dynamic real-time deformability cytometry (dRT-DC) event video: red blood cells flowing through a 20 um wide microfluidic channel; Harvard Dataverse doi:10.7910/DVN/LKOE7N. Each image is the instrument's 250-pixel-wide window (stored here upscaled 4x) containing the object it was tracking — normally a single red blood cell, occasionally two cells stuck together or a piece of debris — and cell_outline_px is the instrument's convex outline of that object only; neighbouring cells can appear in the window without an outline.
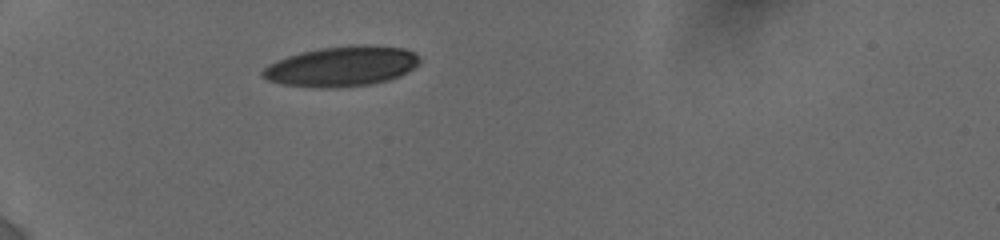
{"species": "human", "species_latin": "Homo sapiens", "temperature_condition": "cold", "stored_images_in_passage": 30, "camera_frame_rate_fps": 3000, "um_per_image_px": 0.085, "donor": {"sex": "female"}, "frame": {"image": 1, "passage_image": 1, "time_ms": 0.0, "image_size_px": [1000, 240], "cell_outline_px": [[420, 64], [408, 72], [400, 76], [388, 80], [372, 84], [336, 88], [316, 88], [280, 84], [268, 80], [260, 76], [260, 72], [268, 64], [276, 60], [300, 52], [320, 48], [352, 44], [368, 44], [404, 48], [412, 52], [420, 60]], "centroid_in_image_um": [29.02, 5.64], "position_along_channel_um": 56.0, "area_um2": 37.22}}
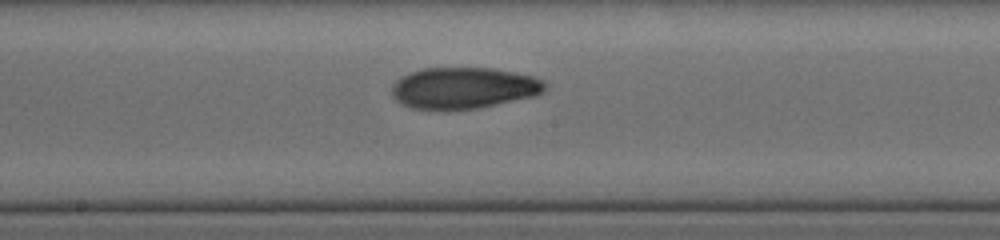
{"frame": {"image": 2, "passage_image": 16, "time_ms": 4.667, "image_size_px": [1000, 240], "cell_outline_px": [[548, 84], [544, 92], [536, 96], [476, 108], [412, 108], [400, 104], [392, 96], [392, 84], [400, 76], [424, 68], [492, 68], [516, 72], [536, 76], [544, 80]], "centroid_in_image_um": [39.46, 7.45], "position_along_channel_um": 208.7, "area_um2": 36.88}}
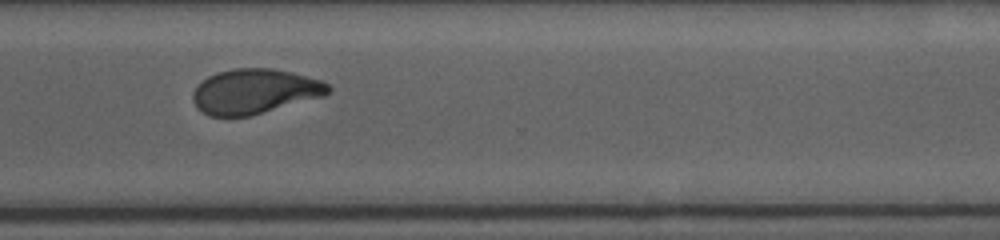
{"frame": {"image": 3, "passage_image": 29, "time_ms": 8.333, "image_size_px": [1000, 240], "cell_outline_px": [[332, 88], [324, 96], [248, 116], [208, 116], [196, 108], [192, 100], [192, 92], [196, 84], [208, 76], [216, 72], [232, 68], [272, 68], [292, 72], [320, 80], [328, 84]], "centroid_in_image_um": [21.59, 7.76], "position_along_channel_um": 349.0, "area_um2": 35.55}}